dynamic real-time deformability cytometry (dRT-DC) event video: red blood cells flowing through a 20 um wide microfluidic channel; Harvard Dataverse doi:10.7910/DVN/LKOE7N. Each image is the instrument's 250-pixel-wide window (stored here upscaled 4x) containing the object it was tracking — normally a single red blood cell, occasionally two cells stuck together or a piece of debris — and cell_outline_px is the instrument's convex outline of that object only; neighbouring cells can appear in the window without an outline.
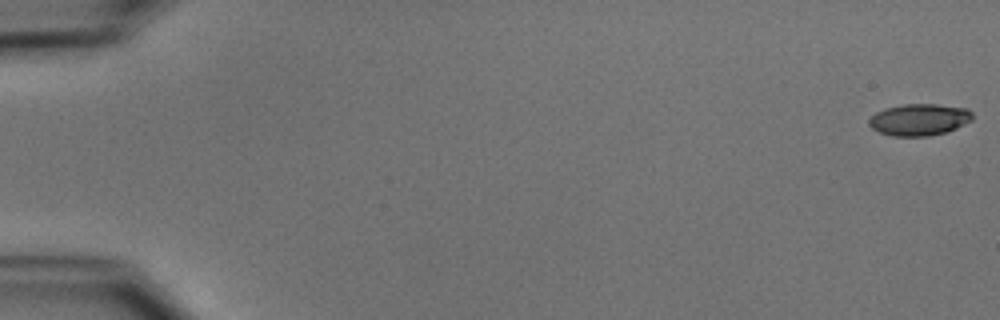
{"species": "common noctule bat (a hibernating species)", "species_latin": "Nyctalus noctula", "temperature_condition": "cold", "stored_images_in_passage": 52, "camera_frame_rate_fps": 3000, "um_per_image_px": 0.085, "animal": {"sex": "male", "body_mass_g": 15.6}, "frame": {"image": 1, "passage_image": 1, "time_ms": 0.0, "image_size_px": [1000, 320], "cell_outline_px": [[972, 120], [948, 132], [928, 136], [892, 136], [880, 132], [872, 128], [868, 124], [868, 120], [876, 112], [884, 108], [904, 104], [936, 104], [968, 108], [972, 112]], "centroid_in_image_um": [78.14, 10.16], "position_along_channel_um": 6.9, "area_um2": 19.25}}
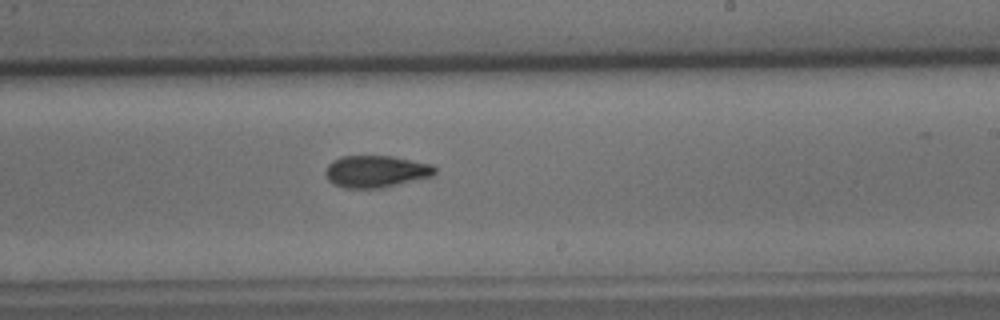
{"frame": {"image": 2, "passage_image": 32, "time_ms": 10.333, "image_size_px": [1000, 320], "cell_outline_px": [[436, 172], [432, 176], [380, 188], [344, 188], [328, 180], [324, 176], [324, 172], [328, 164], [332, 160], [340, 156], [392, 156], [432, 164], [436, 168]], "centroid_in_image_um": [31.92, 14.56], "position_along_channel_um": 257.1, "area_um2": 20.4}}
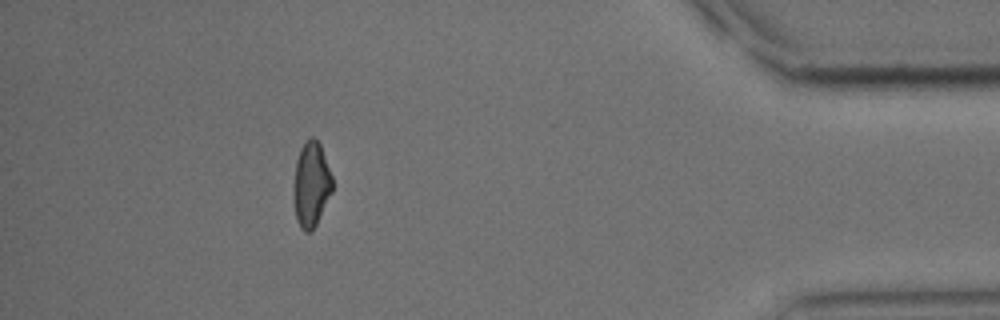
{"frame": {"image": 3, "passage_image": 47, "time_ms": 15.333, "image_size_px": [1000, 320], "cell_outline_px": [[332, 192], [312, 232], [304, 232], [300, 228], [296, 220], [292, 200], [292, 188], [296, 160], [300, 148], [304, 140], [312, 136], [320, 144], [332, 176]], "centroid_in_image_um": [26.41, 15.69], "position_along_channel_um": 408.8, "area_um2": 19.65}, "authors_computed_cell_mechanics": {"area_um2": 19.9988, "velocity_mm_per_s": 3.9514, "shape_relaxation_time_tau1_ms": 5.1358, "shape_relaxation_time_tau2_ms": 4.3056, "deformation_change_tau1": 0.1419, "deformation_change_tau2": 0.0981}}